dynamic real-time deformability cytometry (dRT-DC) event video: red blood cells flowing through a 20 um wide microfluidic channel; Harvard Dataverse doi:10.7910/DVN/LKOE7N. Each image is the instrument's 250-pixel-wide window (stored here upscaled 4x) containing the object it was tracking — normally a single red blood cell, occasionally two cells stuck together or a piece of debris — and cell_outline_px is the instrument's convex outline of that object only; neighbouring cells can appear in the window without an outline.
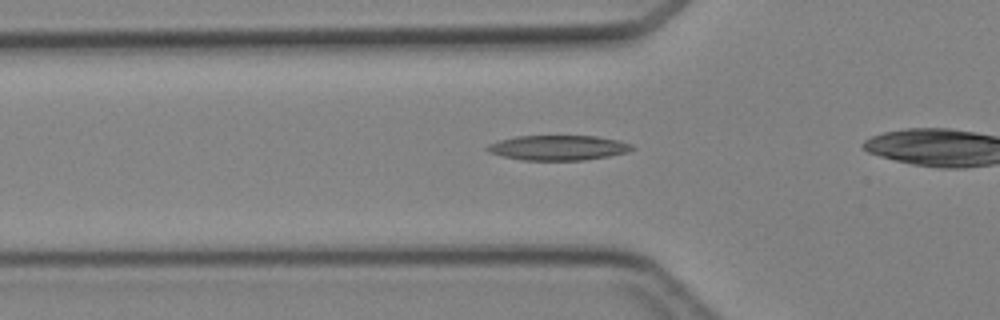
{"species": "Egyptian fruit bat (a non-hibernating species)", "species_latin": "Rousettus aegyptiacus", "temperature_condition": "cold", "stored_images_in_passage": 27, "camera_frame_rate_fps": 3000, "um_per_image_px": 0.085, "animal": {"sex": "female"}, "frame": {"image": 1, "passage_image": 6, "time_ms": 1.667, "image_size_px": [1000, 320], "cell_outline_px": [[636, 148], [628, 152], [608, 156], [584, 160], [520, 160], [488, 152], [484, 148], [488, 144], [500, 140], [516, 136], [596, 136], [620, 140], [632, 144]], "centroid_in_image_um": [47.46, 12.55], "position_along_channel_um": 78.3, "area_um2": 21.15}}
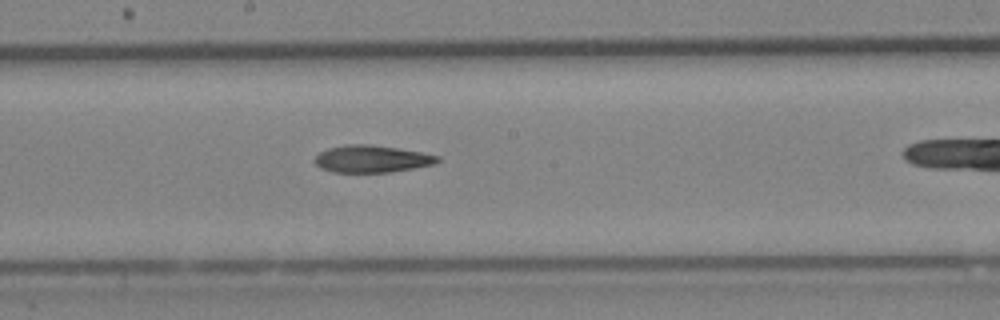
{"frame": {"image": 2, "passage_image": 15, "time_ms": 4.667, "image_size_px": [1000, 320], "cell_outline_px": [[440, 160], [436, 164], [388, 172], [332, 172], [320, 168], [312, 160], [320, 152], [328, 148], [344, 144], [368, 144], [396, 148], [420, 152], [440, 156]], "centroid_in_image_um": [31.57, 13.5], "position_along_channel_um": 216.6, "area_um2": 19.42}}
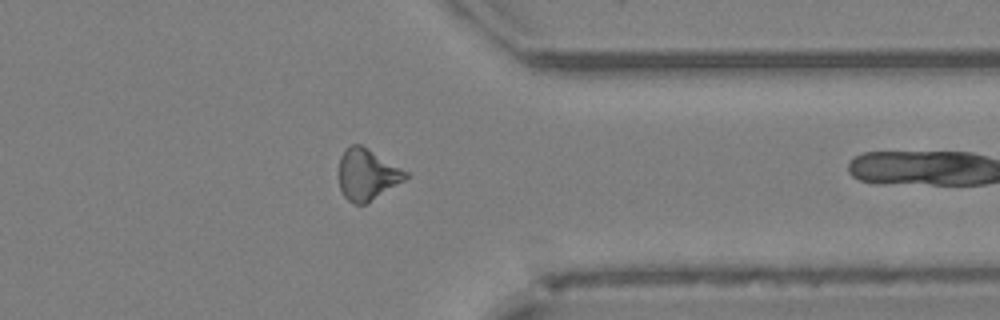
{"frame": {"image": 3, "passage_image": 26, "time_ms": 8.333, "image_size_px": [1000, 320], "cell_outline_px": [[408, 176], [404, 180], [368, 204], [356, 204], [348, 200], [344, 196], [340, 188], [340, 156], [344, 148], [352, 144], [360, 144], [408, 172]], "centroid_in_image_um": [31.2, 14.84], "position_along_channel_um": 380.2, "area_um2": 19.77}}